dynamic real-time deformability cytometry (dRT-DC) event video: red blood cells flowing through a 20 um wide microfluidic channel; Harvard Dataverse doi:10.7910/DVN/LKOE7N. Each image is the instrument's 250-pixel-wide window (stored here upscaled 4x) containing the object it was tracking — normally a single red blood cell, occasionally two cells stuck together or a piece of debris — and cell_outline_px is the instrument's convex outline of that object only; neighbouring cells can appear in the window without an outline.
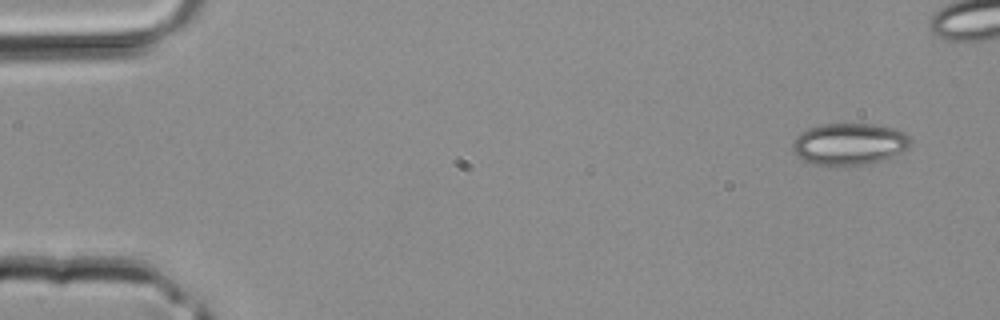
{"species": "common noctule bat (a hibernating species)", "species_latin": "Nyctalus noctula", "temperature_condition": "room temperature", "stored_images_in_passage": 6, "camera_frame_rate_fps": 3000, "um_per_image_px": 0.085, "animal": {"sex": "male", "body_mass_g": 20.4}, "frame": {"image": 1, "passage_image": 1, "time_ms": 0.0, "image_size_px": [1000, 320], "cell_outline_px": [[912, 140], [908, 148], [892, 156], [880, 160], [864, 164], [816, 164], [804, 160], [796, 156], [792, 148], [792, 144], [796, 136], [800, 132], [808, 128], [824, 124], [872, 124], [892, 128], [908, 136]], "centroid_in_image_um": [72.15, 12.22], "position_along_channel_um": 12.8, "area_um2": 28.15}}